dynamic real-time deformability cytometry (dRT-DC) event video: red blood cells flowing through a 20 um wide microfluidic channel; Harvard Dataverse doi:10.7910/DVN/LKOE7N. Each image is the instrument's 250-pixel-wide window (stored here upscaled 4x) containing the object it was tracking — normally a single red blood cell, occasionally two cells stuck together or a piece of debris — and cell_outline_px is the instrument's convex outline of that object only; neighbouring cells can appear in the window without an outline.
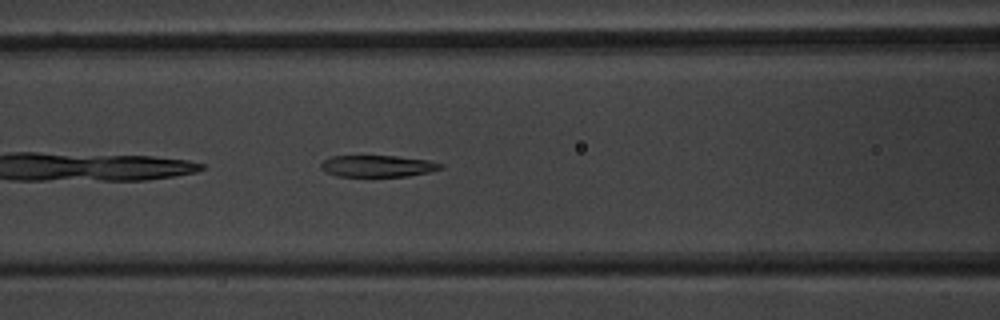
{"species": "common noctule bat (a hibernating species)", "species_latin": "Nyctalus noctula", "temperature_condition": "warm", "stored_images_in_passage": 36, "segment_of_instrument_passage": [1, 2], "camera_frame_rate_fps": 3000, "um_per_image_px": 0.085, "animal": {"sex": "male", "body_mass_g": 20.1, "forearm_length_mm": 53.5}, "frame": {"image": 1, "passage_image": 6, "time_ms": 1.667, "image_size_px": [1000, 320], "cell_outline_px": [[444, 168], [428, 172], [408, 176], [336, 176], [320, 168], [320, 164], [324, 160], [332, 156], [396, 156], [428, 160], [444, 164]], "centroid_in_image_um": [32.13, 14.11], "position_along_channel_um": 134.5, "area_um2": 15.03}}
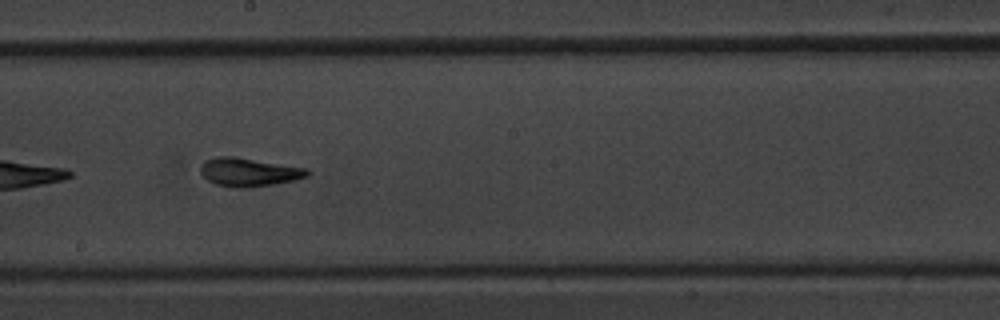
{"frame": {"image": 2, "passage_image": 13, "time_ms": 4.0, "image_size_px": [1000, 320], "cell_outline_px": [[312, 172], [308, 176], [296, 180], [248, 188], [232, 188], [216, 184], [208, 180], [200, 172], [200, 168], [204, 160], [220, 156], [236, 156], [308, 168]], "centroid_in_image_um": [21.19, 14.62], "position_along_channel_um": 227.0, "area_um2": 17.98}}
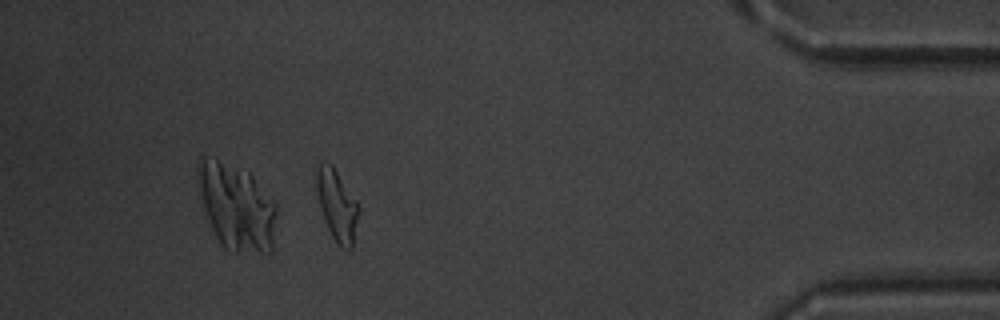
{"frame": {"image": 3, "passage_image": 30, "time_ms": 9.667, "image_size_px": [1000, 320], "cell_outline_px": [[360, 212], [352, 248], [348, 252], [340, 248], [336, 244], [324, 220], [320, 208], [316, 188], [316, 168], [320, 164], [332, 164], [360, 204]], "centroid_in_image_um": [28.68, 17.5], "position_along_channel_um": 406.5, "area_um2": 17.86}}